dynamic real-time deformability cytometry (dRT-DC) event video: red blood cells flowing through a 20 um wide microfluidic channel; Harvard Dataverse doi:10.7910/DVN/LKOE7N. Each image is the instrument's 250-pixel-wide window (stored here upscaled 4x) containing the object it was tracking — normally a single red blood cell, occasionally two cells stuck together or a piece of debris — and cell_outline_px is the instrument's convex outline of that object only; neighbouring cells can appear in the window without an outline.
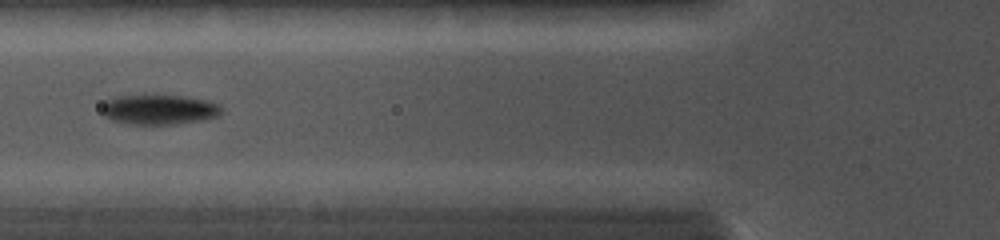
{"species": "common noctule bat (a hibernating species)", "species_latin": "Nyctalus noctula", "temperature_condition": "cold", "stored_images_in_passage": 17, "camera_frame_rate_fps": 5000, "um_per_image_px": 0.085, "animal": {"sex": "female", "body_mass_g": 19.0, "forearm_length_mm": 56.7}, "frame": {"image": 1, "passage_image": 15, "time_ms": 5.2, "image_size_px": [1000, 240], "cell_outline_px": [[224, 112], [216, 116], [200, 120], [176, 124], [124, 124], [112, 120], [104, 116], [104, 100], [112, 96], [156, 92], [188, 96], [208, 100], [220, 104]], "centroid_in_image_um": [13.52, 9.25], "position_along_channel_um": 112.3, "area_um2": 21.96}}